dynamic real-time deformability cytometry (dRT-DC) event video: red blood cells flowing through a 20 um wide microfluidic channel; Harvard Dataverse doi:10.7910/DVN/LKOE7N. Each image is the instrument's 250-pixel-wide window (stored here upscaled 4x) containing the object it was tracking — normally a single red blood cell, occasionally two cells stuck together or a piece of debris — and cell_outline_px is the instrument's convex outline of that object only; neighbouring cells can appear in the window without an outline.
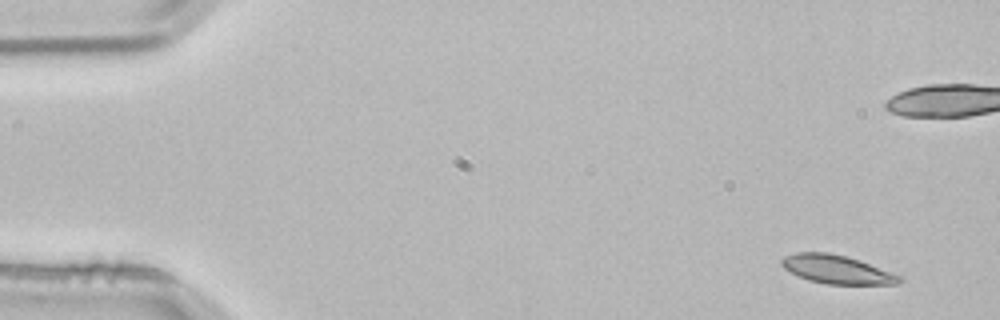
{"species": "common noctule bat (a hibernating species)", "species_latin": "Nyctalus noctula", "temperature_condition": "room temperature", "stored_images_in_passage": 6, "camera_frame_rate_fps": 3000, "um_per_image_px": 0.085, "animal": {"sex": "male", "body_mass_g": 21.5, "forearm_length_mm": 52.0}, "frame": {"image": 1, "passage_image": 1, "time_ms": 0.0, "image_size_px": [1000, 320], "cell_outline_px": [[904, 280], [900, 284], [828, 284], [808, 280], [784, 268], [780, 264], [780, 260], [784, 256], [796, 252], [828, 252], [860, 260], [904, 276]], "centroid_in_image_um": [71.18, 22.9], "position_along_channel_um": 13.8, "area_um2": 19.71}}
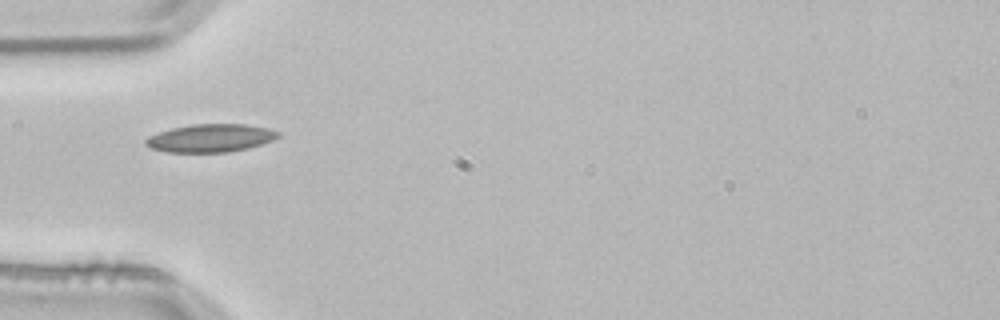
{"frame": {"image": 2, "passage_image": 6, "time_ms": 1.667, "image_size_px": [1000, 320], "cell_outline_px": [[280, 136], [272, 140], [248, 148], [228, 152], [164, 152], [152, 148], [144, 144], [144, 140], [148, 136], [172, 128], [192, 124], [244, 124], [268, 128], [280, 132]], "centroid_in_image_um": [17.88, 11.74], "position_along_channel_um": 67.1, "area_um2": 21.56}}